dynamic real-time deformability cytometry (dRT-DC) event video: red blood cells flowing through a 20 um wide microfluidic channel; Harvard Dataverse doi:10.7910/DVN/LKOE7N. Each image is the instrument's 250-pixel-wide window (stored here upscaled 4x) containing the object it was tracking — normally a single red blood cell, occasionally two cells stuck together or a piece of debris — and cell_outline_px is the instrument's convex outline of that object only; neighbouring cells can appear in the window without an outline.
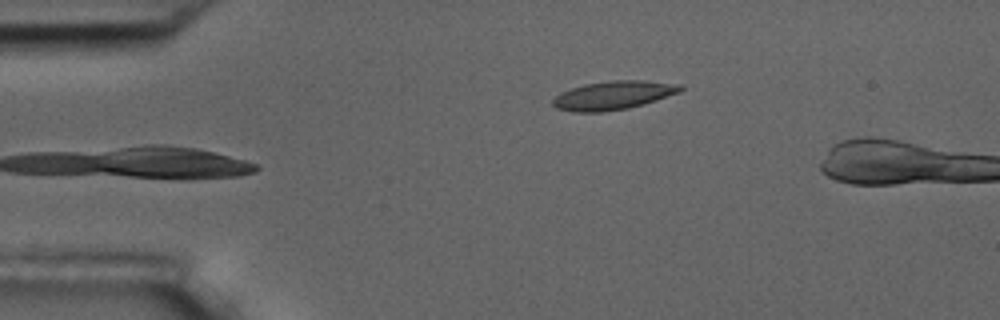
{"species": "common noctule bat (a hibernating species)", "species_latin": "Nyctalus noctula", "temperature_condition": "room temperature", "stored_images_in_passage": 5, "camera_frame_rate_fps": 3000, "um_per_image_px": 0.085, "animal": {"sex": "male", "body_mass_g": 17.5, "forearm_length_mm": 52.3}, "frame": {"image": 1, "passage_image": 5, "time_ms": 4.667, "image_size_px": [1000, 320], "cell_outline_px": [[684, 88], [680, 92], [656, 100], [628, 108], [600, 112], [572, 112], [556, 108], [552, 104], [552, 100], [560, 92], [584, 84], [612, 80], [644, 80], [684, 84]], "centroid_in_image_um": [52.14, 8.09], "position_along_channel_um": 32.9, "area_um2": 21.39}}